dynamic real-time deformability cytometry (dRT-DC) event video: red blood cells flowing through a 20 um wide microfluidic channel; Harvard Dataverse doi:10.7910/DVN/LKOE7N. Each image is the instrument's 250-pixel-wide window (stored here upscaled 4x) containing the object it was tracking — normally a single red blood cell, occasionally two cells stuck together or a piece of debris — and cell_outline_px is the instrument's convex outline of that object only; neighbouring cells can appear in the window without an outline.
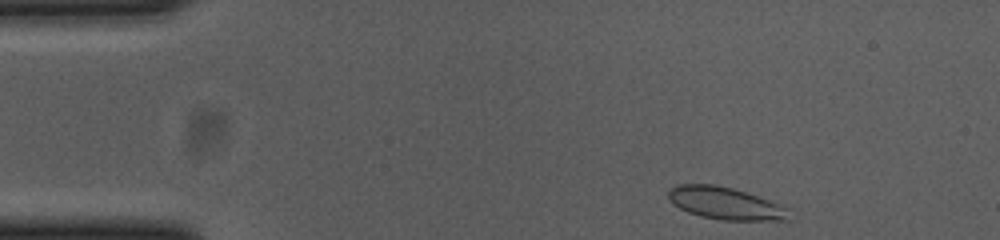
{"species": "common noctule bat (a hibernating species)", "species_latin": "Nyctalus noctula", "temperature_condition": "cold", "stored_images_in_passage": 48, "camera_frame_rate_fps": 3000, "um_per_image_px": 0.085, "animal": {"sex": "female", "body_mass_g": 23.0, "forearm_length_mm": 53.4}, "frame": {"image": 1, "passage_image": 1, "time_ms": 0.0, "image_size_px": [1000, 240], "cell_outline_px": [[792, 220], [720, 220], [700, 216], [688, 212], [680, 208], [668, 200], [668, 192], [676, 184], [716, 184], [732, 188], [788, 204]], "centroid_in_image_um": [61.76, 17.28], "position_along_channel_um": 23.2, "area_um2": 23.35}}
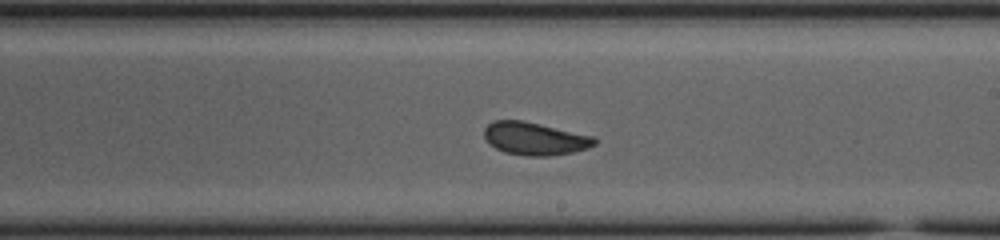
{"frame": {"image": 2, "passage_image": 25, "time_ms": 8.0, "image_size_px": [1000, 240], "cell_outline_px": [[596, 144], [588, 148], [572, 152], [548, 156], [528, 156], [504, 152], [488, 144], [484, 136], [484, 128], [492, 120], [520, 120], [540, 124], [596, 136]], "centroid_in_image_um": [45.45, 11.78], "position_along_channel_um": 243.5, "area_um2": 21.21}}
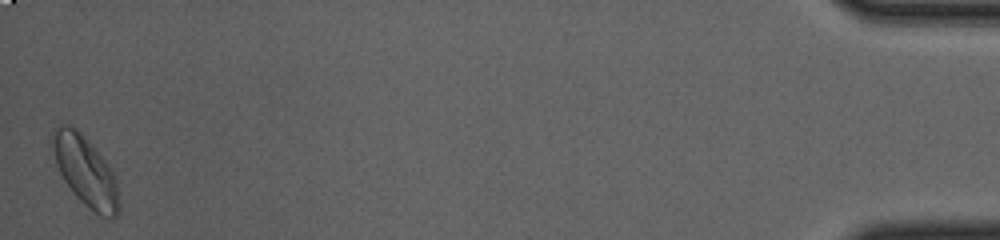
{"frame": {"image": 3, "passage_image": 48, "time_ms": 15.667, "image_size_px": [1000, 240], "cell_outline_px": [[120, 208], [116, 216], [112, 220], [100, 216], [88, 208], [80, 200], [64, 180], [56, 164], [52, 148], [52, 128], [60, 124], [72, 124], [84, 136], [104, 160], [112, 172], [116, 180], [120, 200]], "centroid_in_image_um": [7.26, 14.56], "position_along_channel_um": 427.9, "area_um2": 27.05}, "authors_computed_cell_mechanics": {"area_um2": 21.4727, "velocity_mm_per_s": 3.6664, "shape_relaxation_time_tau1_ms": 5.2344, "shape_relaxation_time_tau2_ms": 1.2594, "deformation_change_tau1": 0.1159, "deformation_change_tau2": 0.0511}}